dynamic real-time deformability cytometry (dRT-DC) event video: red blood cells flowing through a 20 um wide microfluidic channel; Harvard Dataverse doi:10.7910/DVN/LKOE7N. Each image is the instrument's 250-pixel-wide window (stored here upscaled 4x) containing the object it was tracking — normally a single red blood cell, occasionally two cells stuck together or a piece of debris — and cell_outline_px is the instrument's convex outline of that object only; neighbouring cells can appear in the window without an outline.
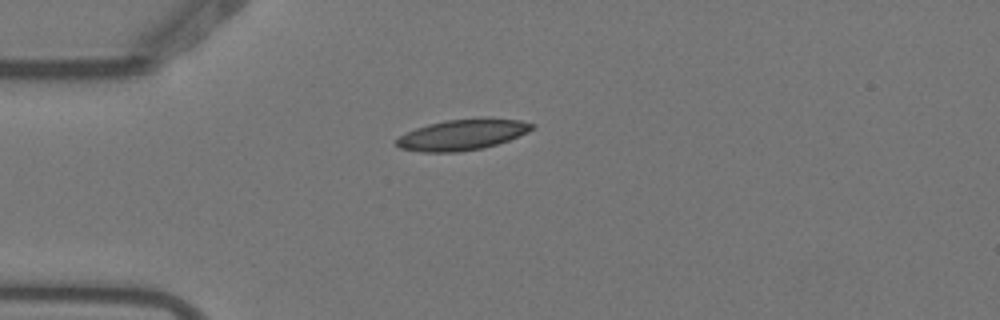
{"species": "Egyptian fruit bat (a non-hibernating species)", "species_latin": "Rousettus aegyptiacus", "temperature_condition": "warm", "stored_images_in_passage": 2, "camera_frame_rate_fps": 3000, "um_per_image_px": 0.085, "animal": {"sex": "female"}, "frame": {"image": 1, "passage_image": 1, "time_ms": 0.0, "image_size_px": [1000, 320], "cell_outline_px": [[536, 128], [528, 132], [508, 140], [496, 144], [480, 148], [456, 152], [420, 152], [400, 148], [396, 144], [396, 140], [400, 136], [416, 128], [428, 124], [444, 120], [520, 120], [536, 124]], "centroid_in_image_um": [39.27, 11.47], "position_along_channel_um": 45.7, "area_um2": 23.52}}
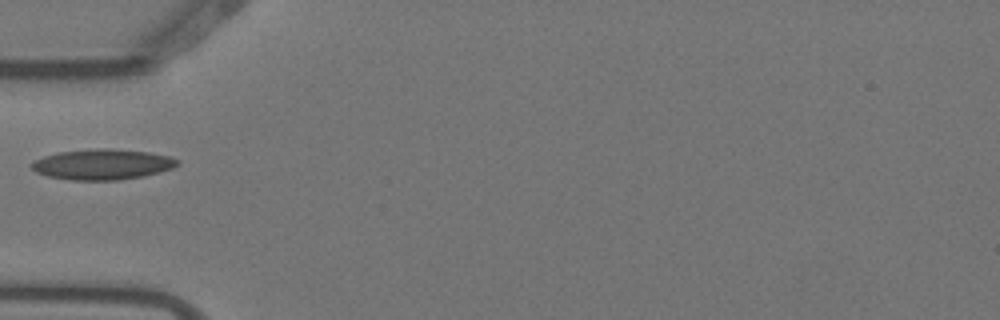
{"frame": {"image": 2, "passage_image": 2, "time_ms": 0.333, "image_size_px": [1000, 320], "cell_outline_px": [[180, 164], [172, 168], [160, 172], [144, 176], [116, 180], [72, 180], [48, 176], [36, 172], [28, 164], [44, 156], [56, 152], [96, 148], [104, 148], [148, 152], [168, 156], [180, 160]], "centroid_in_image_um": [8.7, 13.97], "position_along_channel_um": 76.3, "area_um2": 25.95}}